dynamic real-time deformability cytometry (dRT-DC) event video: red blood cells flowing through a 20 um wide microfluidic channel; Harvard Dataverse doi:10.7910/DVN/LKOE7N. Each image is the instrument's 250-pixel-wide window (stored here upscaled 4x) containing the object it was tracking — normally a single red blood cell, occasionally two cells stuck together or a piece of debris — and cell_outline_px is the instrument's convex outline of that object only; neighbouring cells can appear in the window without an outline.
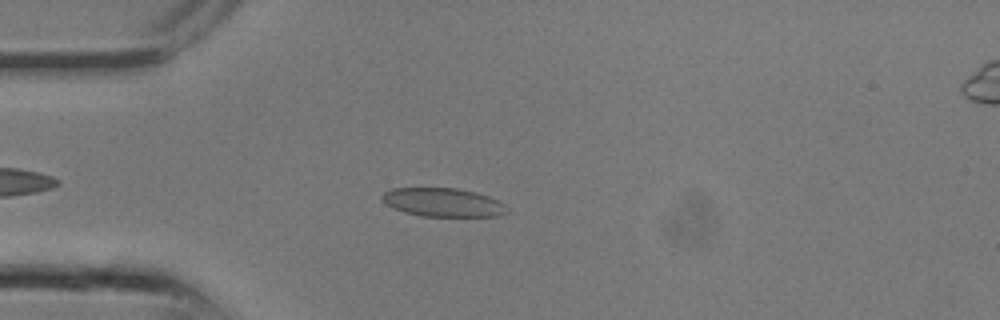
{"species": "common noctule bat (a hibernating species)", "species_latin": "Nyctalus noctula", "temperature_condition": "room temperature", "stored_images_in_passage": 8, "camera_frame_rate_fps": 3000, "um_per_image_px": 0.085, "animal": {"sex": "male", "body_mass_g": 13.3}, "frame": {"image": 1, "passage_image": 4, "time_ms": 1.0, "image_size_px": [1000, 320], "cell_outline_px": [[508, 212], [500, 216], [420, 216], [404, 212], [388, 204], [380, 196], [384, 192], [392, 188], [456, 188], [476, 192], [488, 196], [504, 204]], "centroid_in_image_um": [37.67, 17.2], "position_along_channel_um": 47.3, "area_um2": 20.63}}
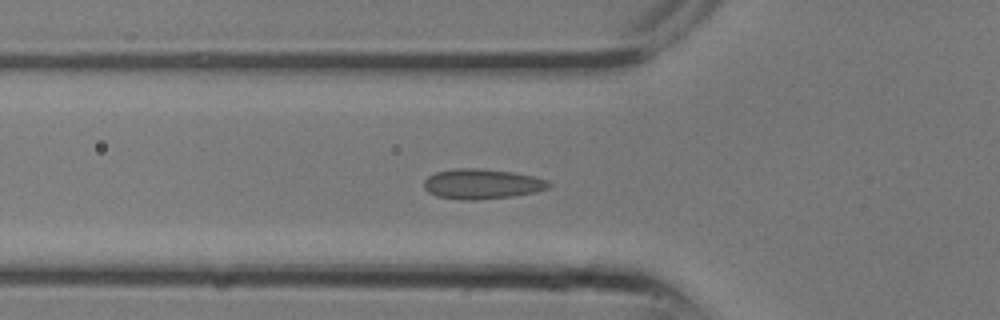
{"frame": {"image": 2, "passage_image": 6, "time_ms": 1.667, "image_size_px": [1000, 320], "cell_outline_px": [[552, 184], [548, 188], [536, 192], [512, 196], [476, 200], [464, 200], [436, 196], [428, 192], [424, 188], [424, 180], [428, 176], [436, 172], [456, 168], [480, 168], [512, 172], [532, 176], [548, 180]], "centroid_in_image_um": [40.96, 15.63], "position_along_channel_um": 84.8, "area_um2": 21.91}}
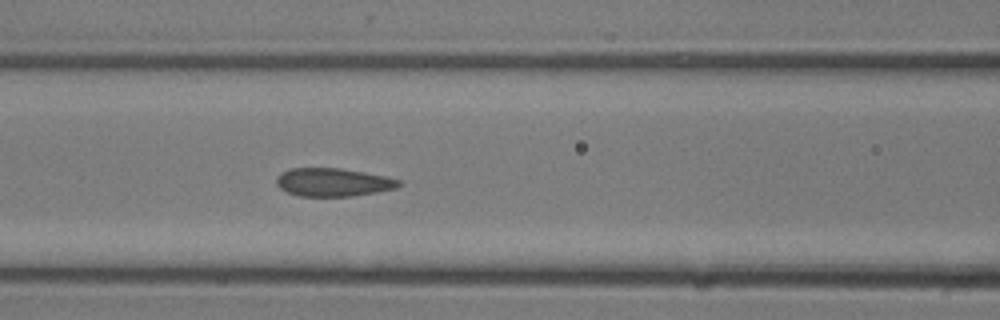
{"frame": {"image": 3, "passage_image": 8, "time_ms": 2.333, "image_size_px": [1000, 320], "cell_outline_px": [[400, 184], [396, 188], [376, 192], [352, 196], [300, 196], [288, 192], [280, 188], [276, 184], [276, 176], [280, 172], [288, 168], [340, 168], [364, 172], [384, 176], [400, 180]], "centroid_in_image_um": [28.26, 15.48], "position_along_channel_um": 138.3, "area_um2": 20.11}}